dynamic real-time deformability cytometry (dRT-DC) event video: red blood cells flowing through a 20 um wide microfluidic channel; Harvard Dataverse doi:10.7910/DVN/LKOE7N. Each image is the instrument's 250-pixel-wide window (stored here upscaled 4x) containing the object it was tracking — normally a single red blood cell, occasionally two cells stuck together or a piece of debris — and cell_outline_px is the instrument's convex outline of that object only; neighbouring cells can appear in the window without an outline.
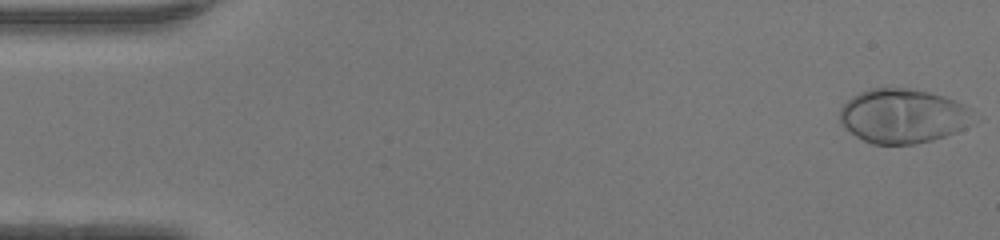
{"species": "human", "species_latin": "Homo sapiens", "temperature_condition": "warm", "stored_images_in_passage": 47, "camera_frame_rate_fps": 3000, "um_per_image_px": 0.085, "donor": {"sex": "female"}, "frame": {"image": 1, "passage_image": 1, "time_ms": 0.0, "image_size_px": [1000, 240], "cell_outline_px": [[972, 112], [964, 128], [956, 132], [932, 140], [916, 144], [872, 144], [856, 136], [844, 128], [840, 124], [840, 108], [852, 96], [860, 92], [872, 88], [912, 88], [944, 96], [956, 100], [972, 108]], "centroid_in_image_um": [76.7, 9.85], "position_along_channel_um": 8.3, "area_um2": 42.19}}
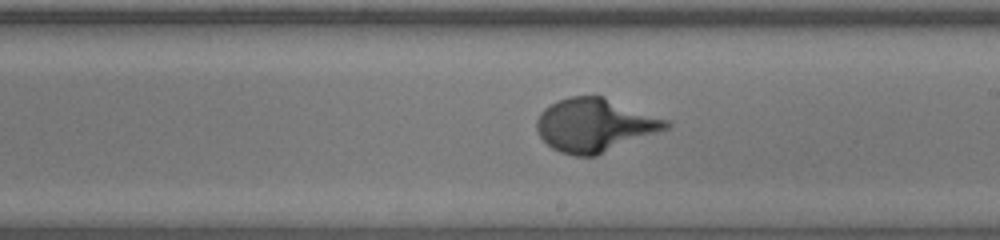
{"frame": {"image": 2, "passage_image": 27, "time_ms": 8.667, "image_size_px": [1000, 240], "cell_outline_px": [[672, 124], [668, 128], [596, 156], [576, 156], [560, 152], [552, 148], [540, 136], [536, 128], [536, 120], [540, 112], [544, 108], [568, 96], [604, 96], [668, 120]], "centroid_in_image_um": [50.54, 10.63], "position_along_channel_um": 238.5, "area_um2": 40.0}}
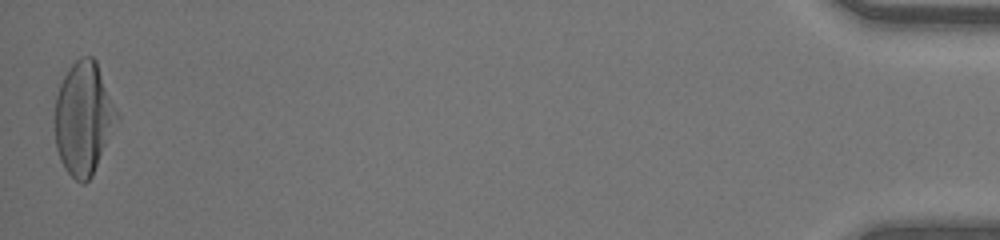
{"frame": {"image": 3, "passage_image": 47, "time_ms": 15.333, "image_size_px": [1000, 240], "cell_outline_px": [[120, 120], [92, 176], [84, 184], [80, 184], [64, 168], [60, 160], [56, 148], [56, 96], [60, 84], [68, 68], [80, 56], [92, 56], [96, 60], [120, 116]], "centroid_in_image_um": [7.14, 10.07], "position_along_channel_um": 428.1, "area_um2": 41.04}}